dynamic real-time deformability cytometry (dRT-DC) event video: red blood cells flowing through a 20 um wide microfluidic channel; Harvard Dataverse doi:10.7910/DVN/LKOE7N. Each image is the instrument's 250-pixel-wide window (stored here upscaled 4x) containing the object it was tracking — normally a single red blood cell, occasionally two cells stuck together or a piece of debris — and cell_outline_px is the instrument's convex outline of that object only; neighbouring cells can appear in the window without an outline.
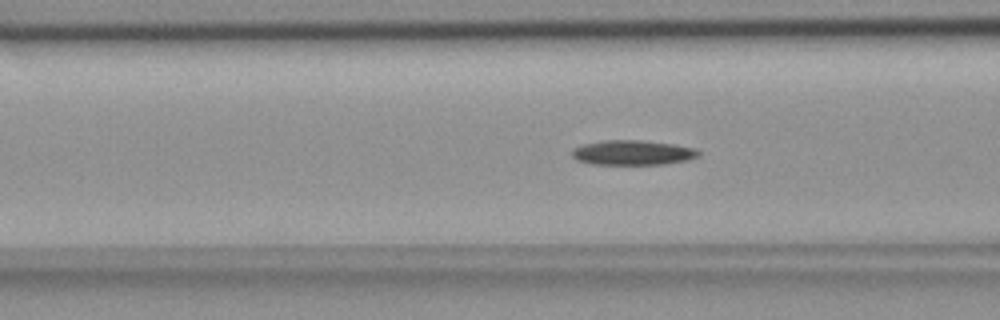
{"species": "common noctule bat (a hibernating species)", "species_latin": "Nyctalus noctula", "temperature_condition": "room temperature", "stored_images_in_passage": 54, "camera_frame_rate_fps": 3000, "um_per_image_px": 0.085, "animal": {"sex": "female", "body_mass_g": 18.4}, "frame": {"image": 1, "passage_image": 20, "time_ms": 6.333, "image_size_px": [1000, 320], "cell_outline_px": [[700, 156], [688, 160], [664, 164], [592, 164], [576, 160], [572, 156], [572, 148], [580, 144], [604, 140], [640, 140], [676, 144], [696, 148], [700, 152]], "centroid_in_image_um": [53.78, 12.96], "position_along_channel_um": 112.8, "area_um2": 18.55}}
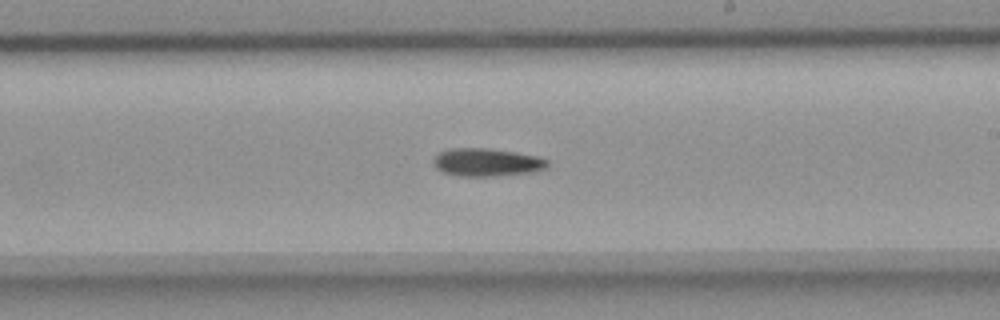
{"frame": {"image": 2, "passage_image": 31, "time_ms": 10.0, "image_size_px": [1000, 320], "cell_outline_px": [[548, 168], [532, 172], [492, 176], [456, 176], [444, 172], [436, 168], [432, 164], [432, 160], [440, 152], [448, 148], [484, 148], [516, 152], [540, 156], [548, 160]], "centroid_in_image_um": [41.38, 13.79], "position_along_channel_um": 247.6, "area_um2": 18.73}}
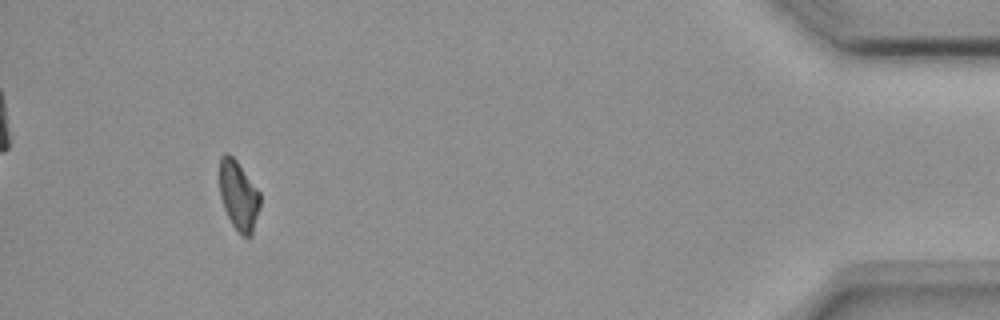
{"frame": {"image": 3, "passage_image": 50, "time_ms": 16.333, "image_size_px": [1000, 320], "cell_outline_px": [[260, 204], [252, 236], [244, 236], [232, 224], [224, 208], [220, 196], [220, 156], [224, 152], [228, 152], [236, 160], [260, 192]], "centroid_in_image_um": [20.28, 16.59], "position_along_channel_um": 414.9, "area_um2": 16.24}}